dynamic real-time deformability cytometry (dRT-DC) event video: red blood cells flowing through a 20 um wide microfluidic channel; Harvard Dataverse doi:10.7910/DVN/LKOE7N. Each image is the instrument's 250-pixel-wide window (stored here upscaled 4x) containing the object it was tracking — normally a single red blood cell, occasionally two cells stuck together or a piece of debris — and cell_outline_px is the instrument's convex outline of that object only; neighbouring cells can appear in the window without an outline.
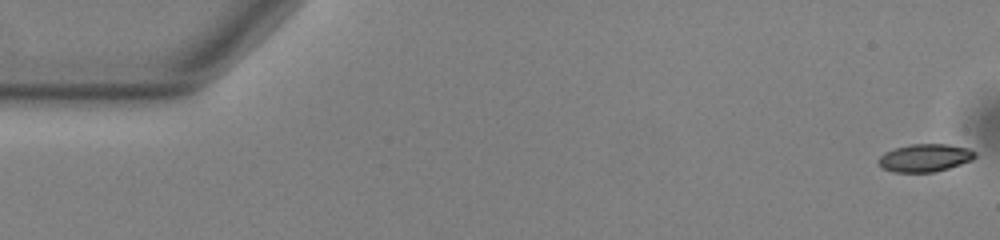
{"species": "common noctule bat (a hibernating species)", "species_latin": "Nyctalus noctula", "temperature_condition": "warm", "stored_images_in_passage": 54, "camera_frame_rate_fps": 3000, "um_per_image_px": 0.085, "animal": {"sex": "male", "body_mass_g": 13.0, "forearm_length_mm": 53.1}, "frame": {"image": 1, "passage_image": 1, "time_ms": 0.0, "image_size_px": [1000, 240], "cell_outline_px": [[976, 156], [972, 160], [948, 168], [932, 172], [892, 172], [884, 168], [876, 160], [884, 152], [896, 148], [912, 144], [948, 144], [968, 148], [976, 152]], "centroid_in_image_um": [78.62, 13.41], "position_along_channel_um": 6.4, "area_um2": 15.55}}
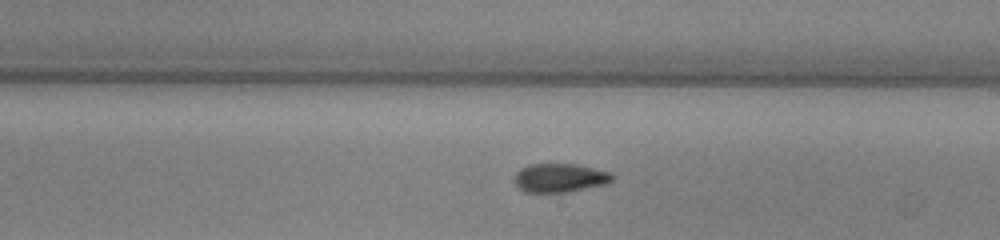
{"frame": {"image": 2, "passage_image": 31, "time_ms": 10.0, "image_size_px": [1000, 240], "cell_outline_px": [[612, 180], [604, 184], [568, 192], [524, 192], [512, 180], [516, 172], [520, 168], [528, 164], [572, 164], [612, 172]], "centroid_in_image_um": [47.52, 15.11], "position_along_channel_um": 241.5, "area_um2": 16.3}}
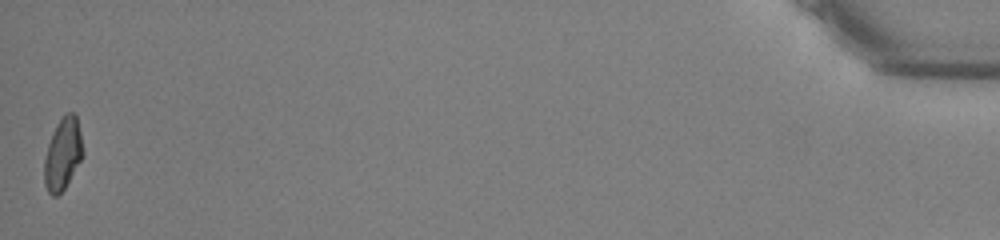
{"frame": {"image": 3, "passage_image": 54, "time_ms": 17.667, "image_size_px": [1000, 240], "cell_outline_px": [[84, 152], [80, 160], [64, 188], [56, 196], [52, 196], [48, 192], [44, 184], [44, 160], [48, 144], [52, 132], [56, 124], [68, 112], [72, 112], [76, 116], [80, 132]], "centroid_in_image_um": [5.32, 13.08], "position_along_channel_um": 429.9, "area_um2": 15.9}, "authors_computed_cell_mechanics": {"area_um2": 16.3863, "velocity_mm_per_s": 3.8039, "shape_relaxation_time_tau1_ms": 4.4742, "shape_relaxation_time_tau2_ms": 2.8753, "deformation_change_tau1": 0.1486, "deformation_change_tau2": 0.0949}}